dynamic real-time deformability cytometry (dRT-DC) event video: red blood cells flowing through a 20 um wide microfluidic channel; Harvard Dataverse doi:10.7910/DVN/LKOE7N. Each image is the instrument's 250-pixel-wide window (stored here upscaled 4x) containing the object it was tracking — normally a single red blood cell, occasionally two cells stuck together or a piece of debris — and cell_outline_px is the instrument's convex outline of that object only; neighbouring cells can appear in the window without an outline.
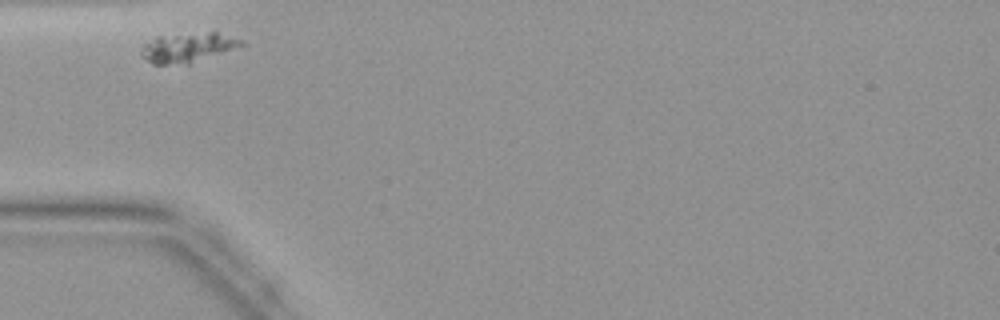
{"species": "common noctule bat (a hibernating species)", "species_latin": "Nyctalus noctula", "temperature_condition": "warm", "stored_images_in_passage": 22, "camera_frame_rate_fps": 3000, "um_per_image_px": 0.085, "animal": {"sex": "female", "body_mass_g": 19.9}, "frame": {"image": 1, "passage_image": 1, "time_ms": 0.0, "image_size_px": [1000, 320], "cell_outline_px": [[244, 48], [188, 64], [152, 64], [140, 56], [140, 48], [144, 44], [156, 36], [208, 32], [216, 32], [244, 40]], "centroid_in_image_um": [16.03, 4.05], "position_along_channel_um": 69.0, "area_um2": 17.8}}
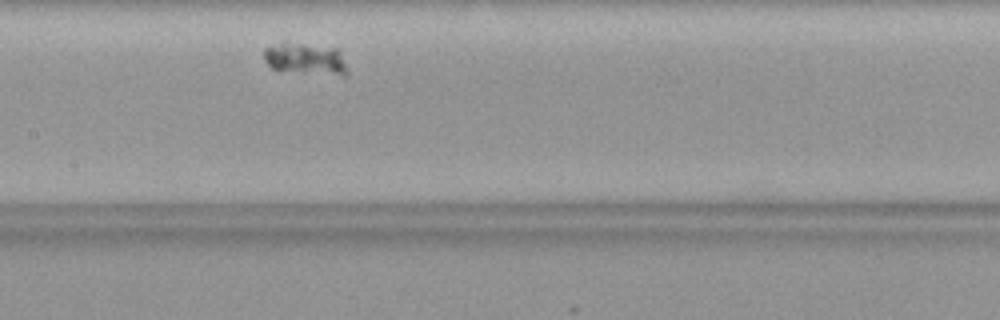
{"frame": {"image": 2, "passage_image": 9, "time_ms": 2.667, "image_size_px": [1000, 320], "cell_outline_px": [[348, 76], [344, 76], [304, 72], [272, 68], [264, 60], [264, 48], [284, 44], [300, 44], [336, 48], [340, 52], [348, 72]], "centroid_in_image_um": [26.02, 5.03], "position_along_channel_um": 181.4, "area_um2": 14.74}}
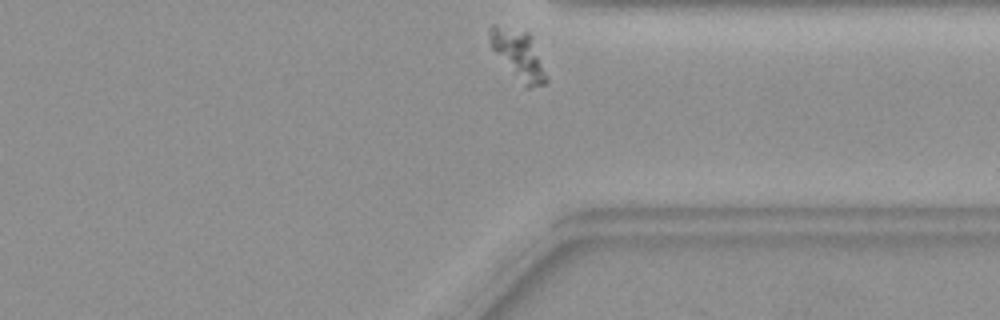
{"frame": {"image": 3, "passage_image": 22, "time_ms": 7.0, "image_size_px": [1000, 320], "cell_outline_px": [[548, 80], [544, 84], [528, 88], [524, 88], [492, 48], [488, 36], [488, 28], [492, 24], [496, 24], [528, 32], [548, 76]], "centroid_in_image_um": [44.05, 4.66], "position_along_channel_um": 367.4, "area_um2": 16.07}}